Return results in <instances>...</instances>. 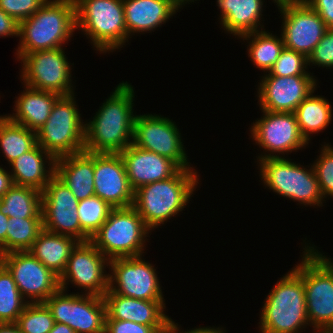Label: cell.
I'll use <instances>...</instances> for the list:
<instances>
[{"instance_id": "20", "label": "cell", "mask_w": 333, "mask_h": 333, "mask_svg": "<svg viewBox=\"0 0 333 333\" xmlns=\"http://www.w3.org/2000/svg\"><path fill=\"white\" fill-rule=\"evenodd\" d=\"M94 189L95 196L113 208L133 205L134 190L120 154L94 153Z\"/></svg>"}, {"instance_id": "30", "label": "cell", "mask_w": 333, "mask_h": 333, "mask_svg": "<svg viewBox=\"0 0 333 333\" xmlns=\"http://www.w3.org/2000/svg\"><path fill=\"white\" fill-rule=\"evenodd\" d=\"M42 192L13 184L0 199V211L8 217L42 218Z\"/></svg>"}, {"instance_id": "39", "label": "cell", "mask_w": 333, "mask_h": 333, "mask_svg": "<svg viewBox=\"0 0 333 333\" xmlns=\"http://www.w3.org/2000/svg\"><path fill=\"white\" fill-rule=\"evenodd\" d=\"M47 0H0V8L19 23L34 15Z\"/></svg>"}, {"instance_id": "17", "label": "cell", "mask_w": 333, "mask_h": 333, "mask_svg": "<svg viewBox=\"0 0 333 333\" xmlns=\"http://www.w3.org/2000/svg\"><path fill=\"white\" fill-rule=\"evenodd\" d=\"M78 203L71 190L54 175L42 191L43 229L80 242L90 241L79 223Z\"/></svg>"}, {"instance_id": "4", "label": "cell", "mask_w": 333, "mask_h": 333, "mask_svg": "<svg viewBox=\"0 0 333 333\" xmlns=\"http://www.w3.org/2000/svg\"><path fill=\"white\" fill-rule=\"evenodd\" d=\"M263 303L261 333H300L310 324L304 282L293 268L276 283Z\"/></svg>"}, {"instance_id": "29", "label": "cell", "mask_w": 333, "mask_h": 333, "mask_svg": "<svg viewBox=\"0 0 333 333\" xmlns=\"http://www.w3.org/2000/svg\"><path fill=\"white\" fill-rule=\"evenodd\" d=\"M313 93L314 91L299 104L294 112L300 132L308 143L311 140L310 134L321 132L332 120V107L328 99Z\"/></svg>"}, {"instance_id": "21", "label": "cell", "mask_w": 333, "mask_h": 333, "mask_svg": "<svg viewBox=\"0 0 333 333\" xmlns=\"http://www.w3.org/2000/svg\"><path fill=\"white\" fill-rule=\"evenodd\" d=\"M131 188L169 179L181 168L171 159L130 145L120 153Z\"/></svg>"}, {"instance_id": "49", "label": "cell", "mask_w": 333, "mask_h": 333, "mask_svg": "<svg viewBox=\"0 0 333 333\" xmlns=\"http://www.w3.org/2000/svg\"><path fill=\"white\" fill-rule=\"evenodd\" d=\"M49 333H76V332L64 323L55 322L52 330Z\"/></svg>"}, {"instance_id": "16", "label": "cell", "mask_w": 333, "mask_h": 333, "mask_svg": "<svg viewBox=\"0 0 333 333\" xmlns=\"http://www.w3.org/2000/svg\"><path fill=\"white\" fill-rule=\"evenodd\" d=\"M106 266H109V259L90 241L79 242L59 277L60 288L67 291L70 281L73 286L85 290V294L103 297L109 289Z\"/></svg>"}, {"instance_id": "46", "label": "cell", "mask_w": 333, "mask_h": 333, "mask_svg": "<svg viewBox=\"0 0 333 333\" xmlns=\"http://www.w3.org/2000/svg\"><path fill=\"white\" fill-rule=\"evenodd\" d=\"M8 226V216L0 211V256L6 254V232Z\"/></svg>"}, {"instance_id": "11", "label": "cell", "mask_w": 333, "mask_h": 333, "mask_svg": "<svg viewBox=\"0 0 333 333\" xmlns=\"http://www.w3.org/2000/svg\"><path fill=\"white\" fill-rule=\"evenodd\" d=\"M44 304L56 323H64L76 333H105L106 307L103 297L70 293L59 289Z\"/></svg>"}, {"instance_id": "1", "label": "cell", "mask_w": 333, "mask_h": 333, "mask_svg": "<svg viewBox=\"0 0 333 333\" xmlns=\"http://www.w3.org/2000/svg\"><path fill=\"white\" fill-rule=\"evenodd\" d=\"M134 88L119 83L96 115L85 124L84 151L120 154L132 144L134 129Z\"/></svg>"}, {"instance_id": "40", "label": "cell", "mask_w": 333, "mask_h": 333, "mask_svg": "<svg viewBox=\"0 0 333 333\" xmlns=\"http://www.w3.org/2000/svg\"><path fill=\"white\" fill-rule=\"evenodd\" d=\"M310 64L326 67V69L333 68V29H327L318 45L308 56V65L310 66Z\"/></svg>"}, {"instance_id": "43", "label": "cell", "mask_w": 333, "mask_h": 333, "mask_svg": "<svg viewBox=\"0 0 333 333\" xmlns=\"http://www.w3.org/2000/svg\"><path fill=\"white\" fill-rule=\"evenodd\" d=\"M20 23L0 8V37L16 36L19 38Z\"/></svg>"}, {"instance_id": "45", "label": "cell", "mask_w": 333, "mask_h": 333, "mask_svg": "<svg viewBox=\"0 0 333 333\" xmlns=\"http://www.w3.org/2000/svg\"><path fill=\"white\" fill-rule=\"evenodd\" d=\"M179 331V332H178ZM169 333H226V331L224 329H222V327H200V328H195V329H191V330H187L185 332L180 331V327L178 326V323H175V321H173L171 319L170 321V325H169Z\"/></svg>"}, {"instance_id": "9", "label": "cell", "mask_w": 333, "mask_h": 333, "mask_svg": "<svg viewBox=\"0 0 333 333\" xmlns=\"http://www.w3.org/2000/svg\"><path fill=\"white\" fill-rule=\"evenodd\" d=\"M301 263L293 269L304 282L307 317L314 333H333V280L304 249Z\"/></svg>"}, {"instance_id": "35", "label": "cell", "mask_w": 333, "mask_h": 333, "mask_svg": "<svg viewBox=\"0 0 333 333\" xmlns=\"http://www.w3.org/2000/svg\"><path fill=\"white\" fill-rule=\"evenodd\" d=\"M113 207L97 196L80 200L77 207L82 231L91 239L106 221Z\"/></svg>"}, {"instance_id": "41", "label": "cell", "mask_w": 333, "mask_h": 333, "mask_svg": "<svg viewBox=\"0 0 333 333\" xmlns=\"http://www.w3.org/2000/svg\"><path fill=\"white\" fill-rule=\"evenodd\" d=\"M169 326H147L132 321L105 320V333H164Z\"/></svg>"}, {"instance_id": "44", "label": "cell", "mask_w": 333, "mask_h": 333, "mask_svg": "<svg viewBox=\"0 0 333 333\" xmlns=\"http://www.w3.org/2000/svg\"><path fill=\"white\" fill-rule=\"evenodd\" d=\"M315 247L316 246L313 247V245L309 246L307 243L303 249H305L330 274L333 280V261L331 258L323 255L320 251L318 252Z\"/></svg>"}, {"instance_id": "51", "label": "cell", "mask_w": 333, "mask_h": 333, "mask_svg": "<svg viewBox=\"0 0 333 333\" xmlns=\"http://www.w3.org/2000/svg\"><path fill=\"white\" fill-rule=\"evenodd\" d=\"M179 7L180 9L183 7V5L185 6V4H190L189 2H194V0H173ZM197 1V0H195Z\"/></svg>"}, {"instance_id": "24", "label": "cell", "mask_w": 333, "mask_h": 333, "mask_svg": "<svg viewBox=\"0 0 333 333\" xmlns=\"http://www.w3.org/2000/svg\"><path fill=\"white\" fill-rule=\"evenodd\" d=\"M55 176L74 194L78 201L95 196L94 153L80 152L55 160Z\"/></svg>"}, {"instance_id": "50", "label": "cell", "mask_w": 333, "mask_h": 333, "mask_svg": "<svg viewBox=\"0 0 333 333\" xmlns=\"http://www.w3.org/2000/svg\"><path fill=\"white\" fill-rule=\"evenodd\" d=\"M273 2L278 6V8L287 6V5H295L304 3L305 0H273Z\"/></svg>"}, {"instance_id": "23", "label": "cell", "mask_w": 333, "mask_h": 333, "mask_svg": "<svg viewBox=\"0 0 333 333\" xmlns=\"http://www.w3.org/2000/svg\"><path fill=\"white\" fill-rule=\"evenodd\" d=\"M128 37L154 31L179 10L173 0H123Z\"/></svg>"}, {"instance_id": "13", "label": "cell", "mask_w": 333, "mask_h": 333, "mask_svg": "<svg viewBox=\"0 0 333 333\" xmlns=\"http://www.w3.org/2000/svg\"><path fill=\"white\" fill-rule=\"evenodd\" d=\"M142 258L110 259L108 291L139 300L165 301L156 269Z\"/></svg>"}, {"instance_id": "42", "label": "cell", "mask_w": 333, "mask_h": 333, "mask_svg": "<svg viewBox=\"0 0 333 333\" xmlns=\"http://www.w3.org/2000/svg\"><path fill=\"white\" fill-rule=\"evenodd\" d=\"M305 3L319 14L328 29H333V0H305Z\"/></svg>"}, {"instance_id": "7", "label": "cell", "mask_w": 333, "mask_h": 333, "mask_svg": "<svg viewBox=\"0 0 333 333\" xmlns=\"http://www.w3.org/2000/svg\"><path fill=\"white\" fill-rule=\"evenodd\" d=\"M283 157L259 159L261 181L265 187L304 206L320 207L323 196L313 165L310 169Z\"/></svg>"}, {"instance_id": "2", "label": "cell", "mask_w": 333, "mask_h": 333, "mask_svg": "<svg viewBox=\"0 0 333 333\" xmlns=\"http://www.w3.org/2000/svg\"><path fill=\"white\" fill-rule=\"evenodd\" d=\"M198 177L194 168L180 169L169 179L143 185L134 191L132 207L152 231L183 211L199 184Z\"/></svg>"}, {"instance_id": "15", "label": "cell", "mask_w": 333, "mask_h": 333, "mask_svg": "<svg viewBox=\"0 0 333 333\" xmlns=\"http://www.w3.org/2000/svg\"><path fill=\"white\" fill-rule=\"evenodd\" d=\"M0 262L12 274L17 288L28 303H44L60 289L59 276L29 251L8 252L0 256Z\"/></svg>"}, {"instance_id": "32", "label": "cell", "mask_w": 333, "mask_h": 333, "mask_svg": "<svg viewBox=\"0 0 333 333\" xmlns=\"http://www.w3.org/2000/svg\"><path fill=\"white\" fill-rule=\"evenodd\" d=\"M250 40L248 57L256 68L269 72L275 62L278 60L281 52L285 48L283 39L280 36L272 35L265 30L248 33L239 37V39ZM266 70V71H265Z\"/></svg>"}, {"instance_id": "10", "label": "cell", "mask_w": 333, "mask_h": 333, "mask_svg": "<svg viewBox=\"0 0 333 333\" xmlns=\"http://www.w3.org/2000/svg\"><path fill=\"white\" fill-rule=\"evenodd\" d=\"M63 48L39 50L24 55L20 61L24 85L60 96L74 94L71 66Z\"/></svg>"}, {"instance_id": "48", "label": "cell", "mask_w": 333, "mask_h": 333, "mask_svg": "<svg viewBox=\"0 0 333 333\" xmlns=\"http://www.w3.org/2000/svg\"><path fill=\"white\" fill-rule=\"evenodd\" d=\"M0 333H22L16 323H0Z\"/></svg>"}, {"instance_id": "27", "label": "cell", "mask_w": 333, "mask_h": 333, "mask_svg": "<svg viewBox=\"0 0 333 333\" xmlns=\"http://www.w3.org/2000/svg\"><path fill=\"white\" fill-rule=\"evenodd\" d=\"M25 90L15 101V113L5 114L12 122L27 127L37 132L47 121L50 112L60 95L29 88Z\"/></svg>"}, {"instance_id": "14", "label": "cell", "mask_w": 333, "mask_h": 333, "mask_svg": "<svg viewBox=\"0 0 333 333\" xmlns=\"http://www.w3.org/2000/svg\"><path fill=\"white\" fill-rule=\"evenodd\" d=\"M261 111L263 117L253 122L250 128L251 138L267 152L258 156L257 160L280 158L285 153L296 152L309 144L300 132L294 112Z\"/></svg>"}, {"instance_id": "31", "label": "cell", "mask_w": 333, "mask_h": 333, "mask_svg": "<svg viewBox=\"0 0 333 333\" xmlns=\"http://www.w3.org/2000/svg\"><path fill=\"white\" fill-rule=\"evenodd\" d=\"M36 145L35 131L12 122L6 115L0 116V150L9 164Z\"/></svg>"}, {"instance_id": "12", "label": "cell", "mask_w": 333, "mask_h": 333, "mask_svg": "<svg viewBox=\"0 0 333 333\" xmlns=\"http://www.w3.org/2000/svg\"><path fill=\"white\" fill-rule=\"evenodd\" d=\"M175 122L157 114L136 115L132 145L174 161L181 169L193 168Z\"/></svg>"}, {"instance_id": "34", "label": "cell", "mask_w": 333, "mask_h": 333, "mask_svg": "<svg viewBox=\"0 0 333 333\" xmlns=\"http://www.w3.org/2000/svg\"><path fill=\"white\" fill-rule=\"evenodd\" d=\"M27 304L12 274L0 262V323H15Z\"/></svg>"}, {"instance_id": "5", "label": "cell", "mask_w": 333, "mask_h": 333, "mask_svg": "<svg viewBox=\"0 0 333 333\" xmlns=\"http://www.w3.org/2000/svg\"><path fill=\"white\" fill-rule=\"evenodd\" d=\"M76 29L91 39L101 53L120 49L128 42L123 0H74Z\"/></svg>"}, {"instance_id": "8", "label": "cell", "mask_w": 333, "mask_h": 333, "mask_svg": "<svg viewBox=\"0 0 333 333\" xmlns=\"http://www.w3.org/2000/svg\"><path fill=\"white\" fill-rule=\"evenodd\" d=\"M74 96H60L46 123L36 132L37 144L55 159L84 151L87 121L81 119Z\"/></svg>"}, {"instance_id": "47", "label": "cell", "mask_w": 333, "mask_h": 333, "mask_svg": "<svg viewBox=\"0 0 333 333\" xmlns=\"http://www.w3.org/2000/svg\"><path fill=\"white\" fill-rule=\"evenodd\" d=\"M13 184L11 174L0 166V199Z\"/></svg>"}, {"instance_id": "22", "label": "cell", "mask_w": 333, "mask_h": 333, "mask_svg": "<svg viewBox=\"0 0 333 333\" xmlns=\"http://www.w3.org/2000/svg\"><path fill=\"white\" fill-rule=\"evenodd\" d=\"M105 320L132 321L147 326H169L171 318L165 314V301L139 300L107 291L103 295Z\"/></svg>"}, {"instance_id": "3", "label": "cell", "mask_w": 333, "mask_h": 333, "mask_svg": "<svg viewBox=\"0 0 333 333\" xmlns=\"http://www.w3.org/2000/svg\"><path fill=\"white\" fill-rule=\"evenodd\" d=\"M75 30V1L47 0L34 15L20 22L18 60L34 51L63 48Z\"/></svg>"}, {"instance_id": "33", "label": "cell", "mask_w": 333, "mask_h": 333, "mask_svg": "<svg viewBox=\"0 0 333 333\" xmlns=\"http://www.w3.org/2000/svg\"><path fill=\"white\" fill-rule=\"evenodd\" d=\"M6 230V253L28 251L43 230V220L8 217Z\"/></svg>"}, {"instance_id": "19", "label": "cell", "mask_w": 333, "mask_h": 333, "mask_svg": "<svg viewBox=\"0 0 333 333\" xmlns=\"http://www.w3.org/2000/svg\"><path fill=\"white\" fill-rule=\"evenodd\" d=\"M315 76L262 77L258 86L260 110L270 112H295L299 104L317 88Z\"/></svg>"}, {"instance_id": "18", "label": "cell", "mask_w": 333, "mask_h": 333, "mask_svg": "<svg viewBox=\"0 0 333 333\" xmlns=\"http://www.w3.org/2000/svg\"><path fill=\"white\" fill-rule=\"evenodd\" d=\"M278 9L283 19L281 36L285 48L308 58L328 29L325 22L305 2Z\"/></svg>"}, {"instance_id": "28", "label": "cell", "mask_w": 333, "mask_h": 333, "mask_svg": "<svg viewBox=\"0 0 333 333\" xmlns=\"http://www.w3.org/2000/svg\"><path fill=\"white\" fill-rule=\"evenodd\" d=\"M79 242L74 237L43 229L28 251L46 268L60 277L66 268L72 250Z\"/></svg>"}, {"instance_id": "38", "label": "cell", "mask_w": 333, "mask_h": 333, "mask_svg": "<svg viewBox=\"0 0 333 333\" xmlns=\"http://www.w3.org/2000/svg\"><path fill=\"white\" fill-rule=\"evenodd\" d=\"M319 155L312 165L325 199L327 196L333 197V147L331 144L324 143Z\"/></svg>"}, {"instance_id": "37", "label": "cell", "mask_w": 333, "mask_h": 333, "mask_svg": "<svg viewBox=\"0 0 333 333\" xmlns=\"http://www.w3.org/2000/svg\"><path fill=\"white\" fill-rule=\"evenodd\" d=\"M308 58L299 52L284 48L269 73L272 76H313L308 69Z\"/></svg>"}, {"instance_id": "6", "label": "cell", "mask_w": 333, "mask_h": 333, "mask_svg": "<svg viewBox=\"0 0 333 333\" xmlns=\"http://www.w3.org/2000/svg\"><path fill=\"white\" fill-rule=\"evenodd\" d=\"M149 232L151 230L132 206L113 208L90 242L109 260L138 257L144 253Z\"/></svg>"}, {"instance_id": "36", "label": "cell", "mask_w": 333, "mask_h": 333, "mask_svg": "<svg viewBox=\"0 0 333 333\" xmlns=\"http://www.w3.org/2000/svg\"><path fill=\"white\" fill-rule=\"evenodd\" d=\"M15 323L22 333H49L55 321L44 303H28Z\"/></svg>"}, {"instance_id": "26", "label": "cell", "mask_w": 333, "mask_h": 333, "mask_svg": "<svg viewBox=\"0 0 333 333\" xmlns=\"http://www.w3.org/2000/svg\"><path fill=\"white\" fill-rule=\"evenodd\" d=\"M264 2V0H217V6L221 10L219 17L222 28L227 33L238 36L237 38L262 30L264 25L260 24V18L263 16Z\"/></svg>"}, {"instance_id": "25", "label": "cell", "mask_w": 333, "mask_h": 333, "mask_svg": "<svg viewBox=\"0 0 333 333\" xmlns=\"http://www.w3.org/2000/svg\"><path fill=\"white\" fill-rule=\"evenodd\" d=\"M55 160L49 152L37 144L33 149L20 155L10 163L12 170L9 173L12 176L13 183L19 186L32 187L42 192L55 175ZM46 163H48L49 168L46 167Z\"/></svg>"}]
</instances>
